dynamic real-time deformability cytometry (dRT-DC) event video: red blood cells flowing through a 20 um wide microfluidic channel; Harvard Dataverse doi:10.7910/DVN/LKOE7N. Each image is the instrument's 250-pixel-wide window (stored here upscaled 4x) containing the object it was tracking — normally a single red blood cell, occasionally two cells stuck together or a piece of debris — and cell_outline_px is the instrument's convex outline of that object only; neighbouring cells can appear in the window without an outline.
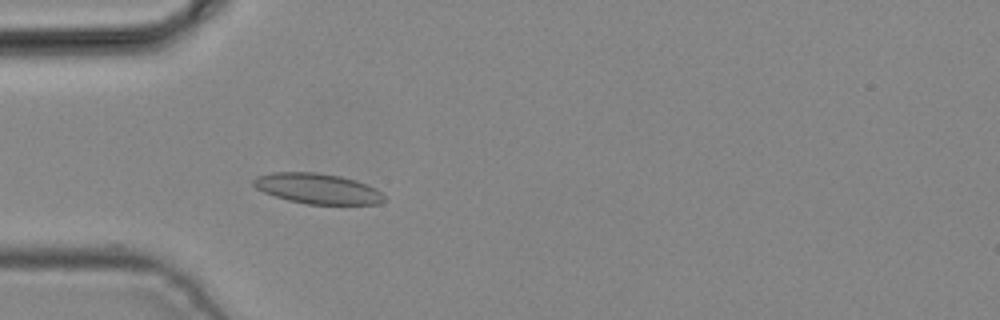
{"species": "common noctule bat (a hibernating species)", "species_latin": "Nyctalus noctula", "temperature_condition": "cold", "stored_images_in_passage": 3, "camera_frame_rate_fps": 3000, "um_per_image_px": 0.085, "animal": {"sex": "male", "body_mass_g": 19.2, "forearm_length_mm": 51.8}, "frame": {"image": 1, "passage_image": 3, "time_ms": 0.667, "image_size_px": [1000, 320], "cell_outline_px": [[388, 200], [380, 204], [308, 204], [288, 200], [264, 192], [256, 188], [252, 184], [252, 180], [256, 176], [272, 172], [316, 172], [340, 176], [356, 180], [376, 188]], "centroid_in_image_um": [27.0, 16.03], "position_along_channel_um": 58.0, "area_um2": 23.24}}